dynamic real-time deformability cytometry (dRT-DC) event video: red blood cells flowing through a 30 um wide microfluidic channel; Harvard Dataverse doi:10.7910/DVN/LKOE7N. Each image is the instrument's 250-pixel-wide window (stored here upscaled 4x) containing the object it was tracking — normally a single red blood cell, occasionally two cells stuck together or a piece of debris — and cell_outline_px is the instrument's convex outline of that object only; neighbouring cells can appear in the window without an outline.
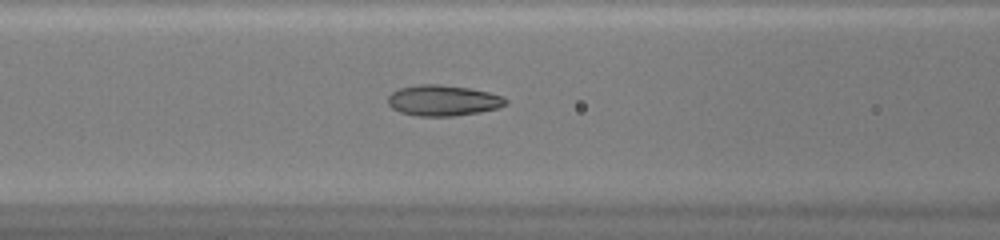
{"species": "common noctule bat (a hibernating species)", "species_latin": "Nyctalus noctula", "temperature_condition": "warm", "stored_images_in_passage": 49, "camera_frame_rate_fps": 3000, "um_per_image_px": 0.085, "animal": {"sex": "female", "body_mass_g": 20.0, "forearm_length_mm": 54.0}, "frame": {"image": 1, "passage_image": 21, "time_ms": 6.667, "image_size_px": [1000, 240], "cell_outline_px": [[508, 104], [496, 108], [480, 112], [452, 116], [416, 116], [400, 112], [392, 108], [388, 104], [388, 96], [392, 92], [400, 88], [420, 84], [440, 84], [468, 88], [488, 92], [504, 96], [508, 100]], "centroid_in_image_um": [37.66, 8.54], "position_along_channel_um": 128.9, "area_um2": 21.15}}
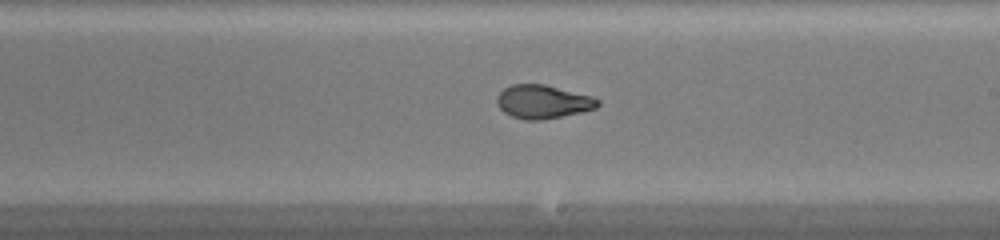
{"frame": {"image": 2, "passage_image": 29, "time_ms": 9.333, "image_size_px": [1000, 240], "cell_outline_px": [[600, 104], [596, 108], [580, 112], [540, 120], [524, 120], [512, 116], [504, 112], [500, 108], [496, 100], [496, 96], [504, 88], [512, 84], [544, 84], [592, 96], [600, 100]], "centroid_in_image_um": [46.14, 8.64], "position_along_channel_um": 242.9, "area_um2": 19.59}}
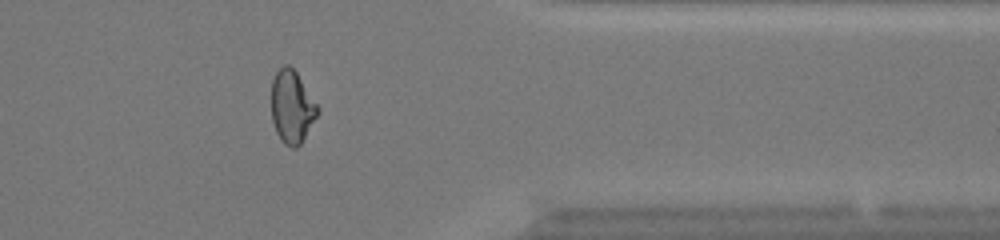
{"frame": {"image": 3, "passage_image": 40, "time_ms": 13.0, "image_size_px": [1000, 240], "cell_outline_px": [[320, 112], [300, 144], [296, 148], [292, 148], [284, 144], [280, 140], [276, 132], [272, 120], [272, 80], [276, 72], [284, 64], [288, 64], [296, 72], [320, 108]], "centroid_in_image_um": [24.82, 9.1], "position_along_channel_um": 386.6, "area_um2": 19.59}, "authors_computed_cell_mechanics": {"area_um2": 21.4438, "velocity_mm_per_s": 4.2743, "shape_relaxation_time_tau1_ms": 9.1796, "shape_relaxation_time_tau2_ms": 0.846, "deformation_change_tau1": 0.2892, "deformation_change_tau2": 0.0545}}